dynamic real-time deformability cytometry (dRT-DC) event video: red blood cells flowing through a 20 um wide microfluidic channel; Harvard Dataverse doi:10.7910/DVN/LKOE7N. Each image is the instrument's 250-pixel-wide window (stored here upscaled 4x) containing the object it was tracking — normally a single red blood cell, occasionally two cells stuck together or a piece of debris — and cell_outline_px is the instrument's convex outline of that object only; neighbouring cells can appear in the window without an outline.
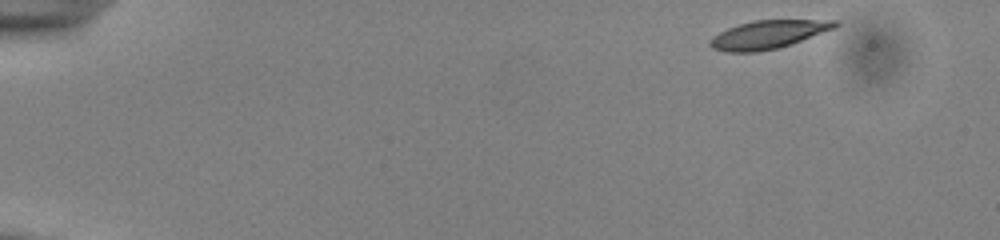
{"species": "common noctule bat (a hibernating species)", "species_latin": "Nyctalus noctula", "temperature_condition": "cold", "stored_images_in_passage": 11, "camera_frame_rate_fps": 3000, "um_per_image_px": 0.085, "animal": {"sex": "male", "body_mass_g": 13.0, "forearm_length_mm": 53.1}, "frame": {"image": 1, "passage_image": 1, "time_ms": 0.0, "image_size_px": [1000, 240], "cell_outline_px": [[840, 24], [836, 28], [792, 44], [776, 48], [756, 52], [724, 52], [712, 48], [708, 44], [712, 36], [728, 28], [752, 20], [840, 20]], "centroid_in_image_um": [65.31, 2.93], "position_along_channel_um": 19.7, "area_um2": 20.69}}